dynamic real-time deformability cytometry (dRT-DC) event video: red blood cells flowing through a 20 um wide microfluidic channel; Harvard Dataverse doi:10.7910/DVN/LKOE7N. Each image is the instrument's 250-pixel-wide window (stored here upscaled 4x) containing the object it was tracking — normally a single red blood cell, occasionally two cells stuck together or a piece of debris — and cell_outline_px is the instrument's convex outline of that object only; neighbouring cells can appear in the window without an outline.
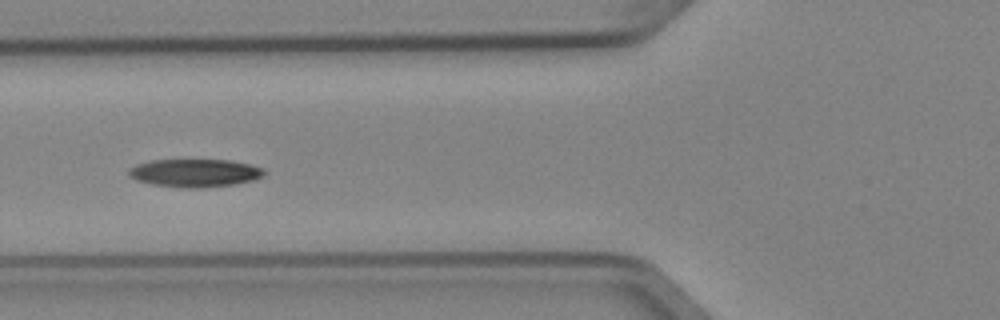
{"species": "Egyptian fruit bat (a non-hibernating species)", "species_latin": "Rousettus aegyptiacus", "temperature_condition": "cold", "stored_images_in_passage": 6, "camera_frame_rate_fps": 3000, "um_per_image_px": 0.085, "animal": {"sex": "female"}, "frame": {"image": 1, "passage_image": 5, "time_ms": 1.333, "image_size_px": [1000, 320], "cell_outline_px": [[264, 176], [252, 180], [236, 184], [204, 188], [184, 188], [152, 184], [136, 180], [128, 176], [128, 168], [136, 164], [152, 160], [228, 160], [248, 164], [264, 168]], "centroid_in_image_um": [16.53, 14.71], "position_along_channel_um": 109.3, "area_um2": 22.2}}
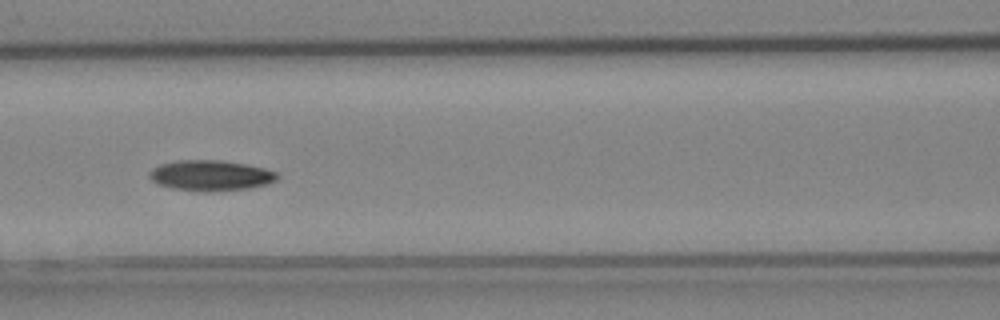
{"frame": {"image": 2, "passage_image": 6, "time_ms": 1.667, "image_size_px": [1000, 320], "cell_outline_px": [[280, 176], [276, 180], [268, 184], [248, 188], [208, 192], [204, 192], [172, 188], [156, 184], [148, 176], [148, 172], [152, 168], [160, 164], [176, 160], [216, 160], [244, 164], [264, 168], [276, 172]], "centroid_in_image_um": [17.87, 14.92], "position_along_channel_um": 148.7, "area_um2": 22.83}}